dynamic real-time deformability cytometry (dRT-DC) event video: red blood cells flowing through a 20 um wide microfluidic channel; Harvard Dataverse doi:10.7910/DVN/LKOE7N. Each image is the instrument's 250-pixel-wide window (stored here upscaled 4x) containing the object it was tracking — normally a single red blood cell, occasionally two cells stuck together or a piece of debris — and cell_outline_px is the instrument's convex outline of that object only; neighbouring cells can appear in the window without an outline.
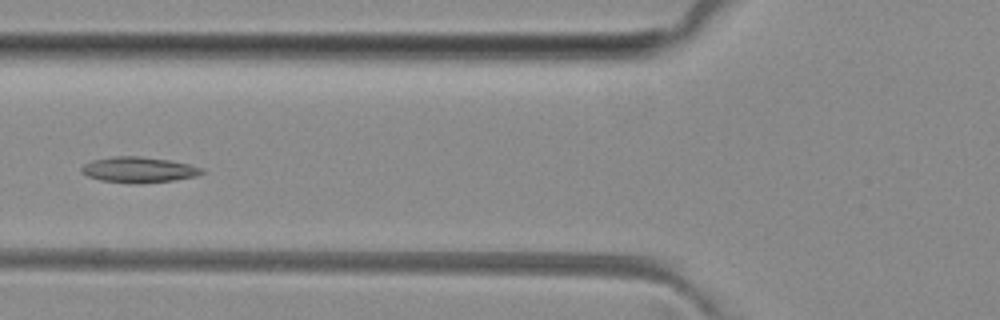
{"species": "common noctule bat (a hibernating species)", "species_latin": "Nyctalus noctula", "temperature_condition": "room temperature", "stored_images_in_passage": 5, "camera_frame_rate_fps": 3000, "um_per_image_px": 0.085, "animal": {"sex": "female", "body_mass_g": 29.2, "forearm_length_mm": 56.3}, "frame": {"image": 1, "passage_image": 4, "time_ms": 3.333, "image_size_px": [1000, 320], "cell_outline_px": [[204, 172], [196, 176], [172, 180], [140, 184], [136, 184], [100, 180], [88, 176], [80, 172], [80, 168], [84, 164], [92, 160], [112, 156], [140, 156], [172, 160], [204, 168]], "centroid_in_image_um": [11.77, 14.42], "position_along_channel_um": 114.0, "area_um2": 18.15}}
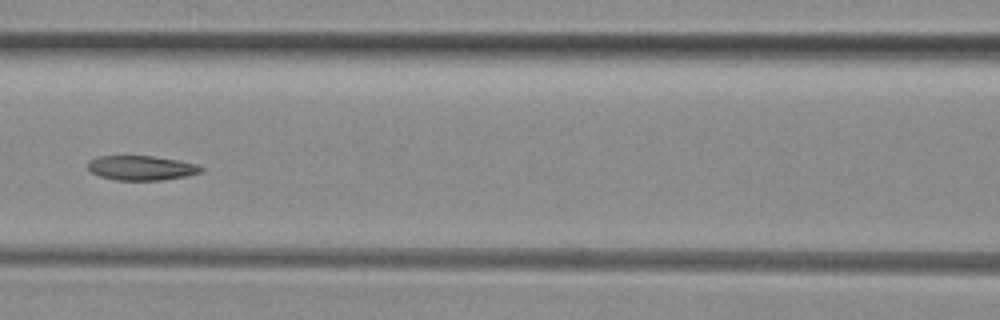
{"frame": {"image": 2, "passage_image": 5, "time_ms": 4.333, "image_size_px": [1000, 320], "cell_outline_px": [[204, 168], [200, 172], [188, 176], [164, 180], [116, 180], [100, 176], [92, 172], [88, 168], [88, 160], [96, 156], [152, 156], [176, 160], [196, 164]], "centroid_in_image_um": [12.0, 14.27], "position_along_channel_um": 154.6, "area_um2": 16.18}}